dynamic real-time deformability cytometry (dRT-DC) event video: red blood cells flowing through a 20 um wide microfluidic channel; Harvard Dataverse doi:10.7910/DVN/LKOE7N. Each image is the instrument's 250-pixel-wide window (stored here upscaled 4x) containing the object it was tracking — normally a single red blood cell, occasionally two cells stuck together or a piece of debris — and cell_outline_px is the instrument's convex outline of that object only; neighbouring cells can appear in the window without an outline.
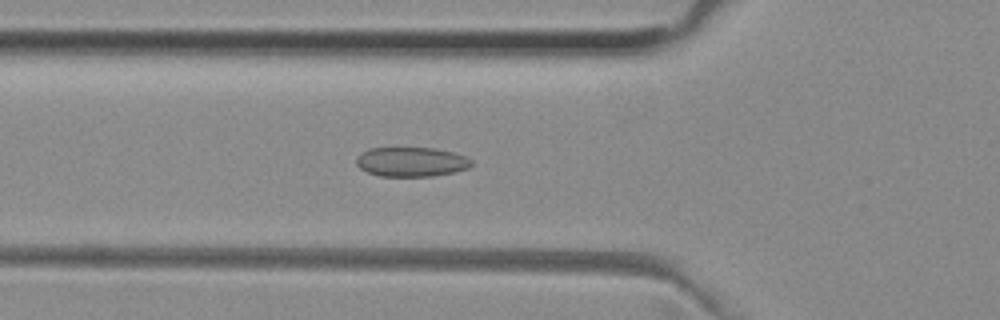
{"species": "common noctule bat (a hibernating species)", "species_latin": "Nyctalus noctula", "temperature_condition": "room temperature", "stored_images_in_passage": 52, "camera_frame_rate_fps": 3000, "um_per_image_px": 0.085, "animal": {"sex": "female", "body_mass_g": 29.2, "forearm_length_mm": 56.3}, "frame": {"image": 1, "passage_image": 18, "time_ms": 5.667, "image_size_px": [1000, 320], "cell_outline_px": [[472, 164], [468, 168], [456, 172], [432, 176], [380, 176], [368, 172], [360, 168], [356, 164], [356, 160], [360, 152], [368, 148], [432, 148], [452, 152], [464, 156], [472, 160]], "centroid_in_image_um": [34.94, 13.76], "position_along_channel_um": 90.9, "area_um2": 19.77}}
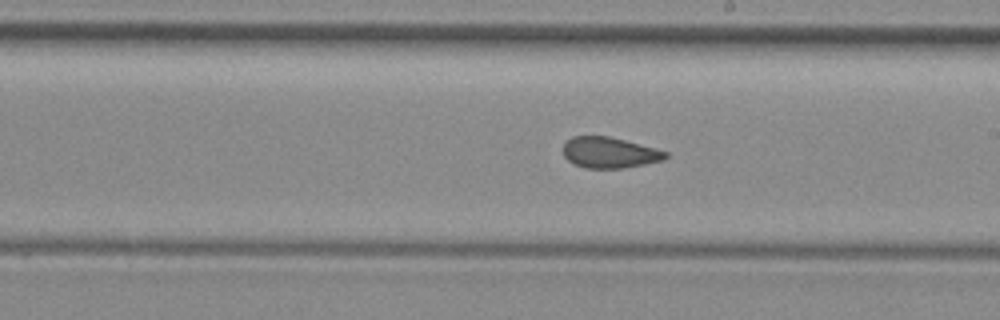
{"frame": {"image": 2, "passage_image": 29, "time_ms": 9.333, "image_size_px": [1000, 320], "cell_outline_px": [[668, 156], [664, 160], [624, 168], [584, 168], [568, 160], [564, 156], [564, 140], [572, 136], [608, 136], [656, 148], [668, 152]], "centroid_in_image_um": [51.8, 12.96], "position_along_channel_um": 237.2, "area_um2": 18.44}}
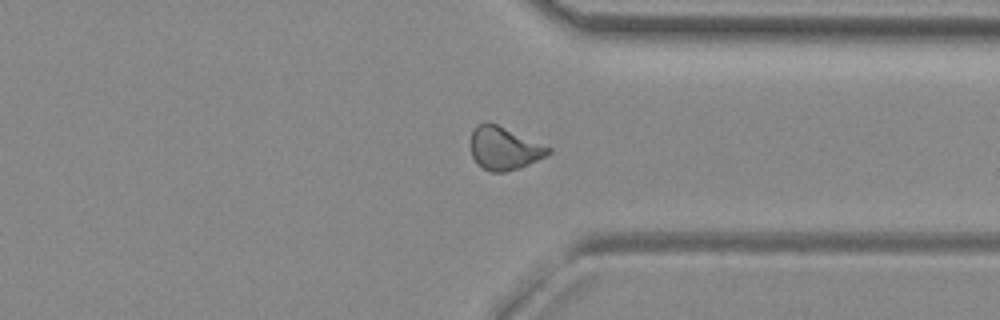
{"frame": {"image": 3, "passage_image": 39, "time_ms": 12.667, "image_size_px": [1000, 320], "cell_outline_px": [[552, 152], [520, 168], [504, 172], [492, 172], [484, 168], [472, 156], [472, 128], [476, 124], [484, 120], [488, 120], [552, 148]], "centroid_in_image_um": [42.84, 12.57], "position_along_channel_um": 368.6, "area_um2": 19.31}, "authors_computed_cell_mechanics": {"area_um2": 19.4786, "velocity_mm_per_s": 3.9906, "shape_relaxation_time_tau1_ms": null, "shape_relaxation_time_tau2_ms": 1.3373, "deformation_change_tau1": null, "deformation_change_tau2": 0.0611}}